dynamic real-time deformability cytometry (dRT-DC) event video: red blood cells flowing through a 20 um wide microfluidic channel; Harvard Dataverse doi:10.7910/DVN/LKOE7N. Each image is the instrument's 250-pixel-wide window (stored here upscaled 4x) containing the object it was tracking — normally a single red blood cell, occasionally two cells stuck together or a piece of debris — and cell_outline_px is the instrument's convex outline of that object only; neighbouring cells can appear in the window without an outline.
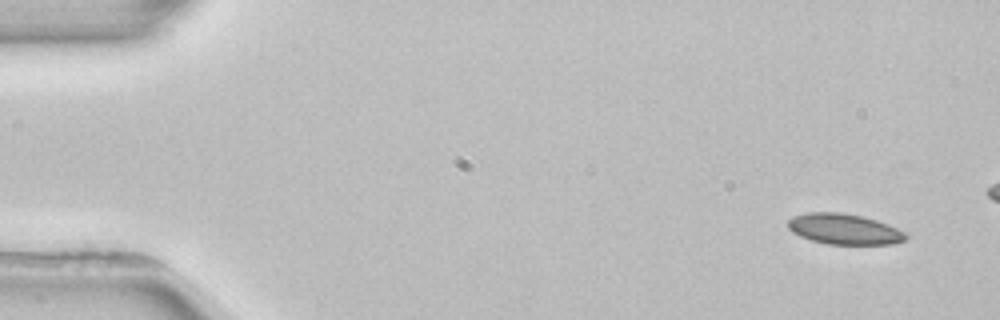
{"species": "common noctule bat (a hibernating species)", "species_latin": "Nyctalus noctula", "temperature_condition": "room temperature", "stored_images_in_passage": 4, "camera_frame_rate_fps": 3000, "um_per_image_px": 0.085, "animal": {"sex": "female", "body_mass_g": 22.7, "forearm_length_mm": 54.2}, "frame": {"image": 1, "passage_image": 1, "time_ms": 0.0, "image_size_px": [1000, 320], "cell_outline_px": [[908, 240], [892, 244], [828, 244], [812, 240], [800, 236], [792, 232], [788, 228], [788, 220], [792, 216], [808, 212], [840, 212], [860, 216], [876, 220], [888, 224], [904, 232], [908, 236]], "centroid_in_image_um": [71.75, 19.47], "position_along_channel_um": 13.2, "area_um2": 21.04}}